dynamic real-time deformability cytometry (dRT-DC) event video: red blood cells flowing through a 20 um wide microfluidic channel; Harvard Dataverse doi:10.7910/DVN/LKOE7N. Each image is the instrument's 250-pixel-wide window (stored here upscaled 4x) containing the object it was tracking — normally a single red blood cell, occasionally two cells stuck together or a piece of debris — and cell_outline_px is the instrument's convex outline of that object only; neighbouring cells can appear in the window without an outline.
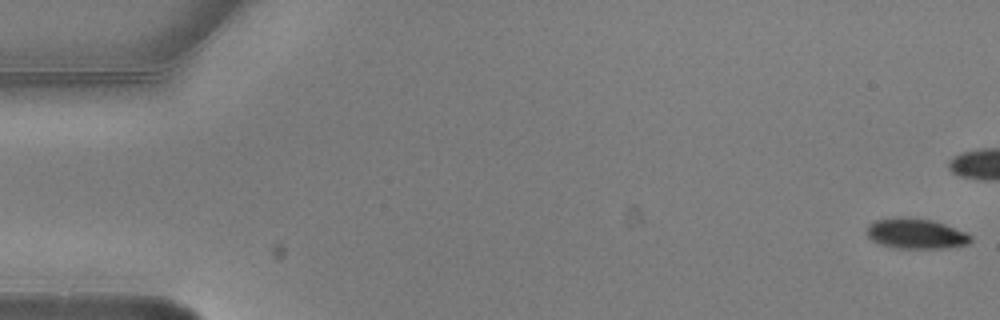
{"species": "common noctule bat (a hibernating species)", "species_latin": "Nyctalus noctula", "temperature_condition": "warm", "stored_images_in_passage": 8, "camera_frame_rate_fps": 3000, "um_per_image_px": 0.085, "animal": {"sex": "male", "body_mass_g": 20.5, "forearm_length_mm": 52.5}, "frame": {"image": 1, "passage_image": 1, "time_ms": 0.0, "image_size_px": [1000, 320], "cell_outline_px": [[972, 240], [968, 244], [944, 248], [896, 248], [880, 244], [872, 240], [868, 236], [868, 224], [876, 220], [896, 216], [908, 216], [932, 220], [944, 224], [964, 232], [972, 236]], "centroid_in_image_um": [77.83, 19.84], "position_along_channel_um": 7.2, "area_um2": 18.38}}